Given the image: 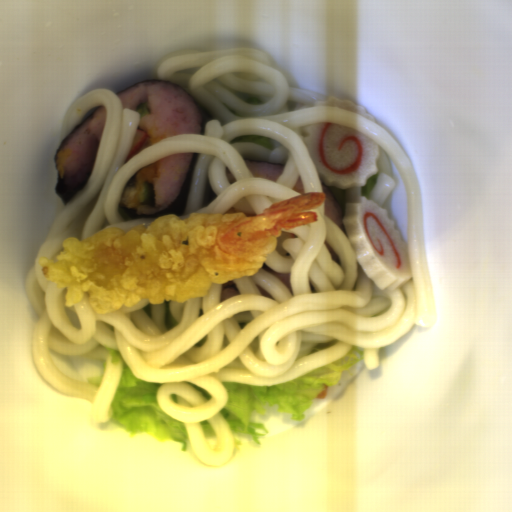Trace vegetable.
Returning <instances> with one entry per match:
<instances>
[{
	"label": "vegetable",
	"instance_id": "1",
	"mask_svg": "<svg viewBox=\"0 0 512 512\" xmlns=\"http://www.w3.org/2000/svg\"><path fill=\"white\" fill-rule=\"evenodd\" d=\"M363 359L364 352L354 345L332 364L295 379L270 385L224 383L227 400L219 413L232 433L248 434L252 441L262 444L259 437H267L268 429L263 423L251 422L252 414L266 416L264 405H275L279 413L304 422L305 414L321 391L325 387L337 386L342 379L341 372L348 371Z\"/></svg>",
	"mask_w": 512,
	"mask_h": 512
},
{
	"label": "vegetable",
	"instance_id": "2",
	"mask_svg": "<svg viewBox=\"0 0 512 512\" xmlns=\"http://www.w3.org/2000/svg\"><path fill=\"white\" fill-rule=\"evenodd\" d=\"M163 383L139 379L129 366H122L116 393L108 408L111 423L125 430L130 437L148 435L155 440L174 441L188 450L185 422L167 415L156 396Z\"/></svg>",
	"mask_w": 512,
	"mask_h": 512
},
{
	"label": "vegetable",
	"instance_id": "3",
	"mask_svg": "<svg viewBox=\"0 0 512 512\" xmlns=\"http://www.w3.org/2000/svg\"><path fill=\"white\" fill-rule=\"evenodd\" d=\"M238 142H253L258 145L265 147L268 150H273V144L270 138L263 136L261 134H246L242 136H238L232 140H230V145Z\"/></svg>",
	"mask_w": 512,
	"mask_h": 512
},
{
	"label": "vegetable",
	"instance_id": "4",
	"mask_svg": "<svg viewBox=\"0 0 512 512\" xmlns=\"http://www.w3.org/2000/svg\"><path fill=\"white\" fill-rule=\"evenodd\" d=\"M170 303H171V301L163 302V306H164L163 324L165 326L166 331H170L172 328L178 326V322L171 312Z\"/></svg>",
	"mask_w": 512,
	"mask_h": 512
},
{
	"label": "vegetable",
	"instance_id": "5",
	"mask_svg": "<svg viewBox=\"0 0 512 512\" xmlns=\"http://www.w3.org/2000/svg\"><path fill=\"white\" fill-rule=\"evenodd\" d=\"M199 427L202 431L205 441L217 439V434L207 419L204 421H199Z\"/></svg>",
	"mask_w": 512,
	"mask_h": 512
},
{
	"label": "vegetable",
	"instance_id": "6",
	"mask_svg": "<svg viewBox=\"0 0 512 512\" xmlns=\"http://www.w3.org/2000/svg\"><path fill=\"white\" fill-rule=\"evenodd\" d=\"M234 96L239 97L241 100H243L245 103L251 104V105H259L262 104L261 100L252 94L244 93V92H234Z\"/></svg>",
	"mask_w": 512,
	"mask_h": 512
},
{
	"label": "vegetable",
	"instance_id": "7",
	"mask_svg": "<svg viewBox=\"0 0 512 512\" xmlns=\"http://www.w3.org/2000/svg\"><path fill=\"white\" fill-rule=\"evenodd\" d=\"M338 343H339V339H334V340H330L327 342H321L319 344H316L309 353H310V355L315 354V353H320L323 350L330 348L332 346H335Z\"/></svg>",
	"mask_w": 512,
	"mask_h": 512
},
{
	"label": "vegetable",
	"instance_id": "8",
	"mask_svg": "<svg viewBox=\"0 0 512 512\" xmlns=\"http://www.w3.org/2000/svg\"><path fill=\"white\" fill-rule=\"evenodd\" d=\"M378 182V174L369 175L362 186L365 193H370Z\"/></svg>",
	"mask_w": 512,
	"mask_h": 512
},
{
	"label": "vegetable",
	"instance_id": "9",
	"mask_svg": "<svg viewBox=\"0 0 512 512\" xmlns=\"http://www.w3.org/2000/svg\"><path fill=\"white\" fill-rule=\"evenodd\" d=\"M102 363H103V368H102V371L100 374H97V375H94V376H91V377H88L86 378L87 380V383H90V384H94V385H102V382H103V378H104V374H105V370H106V365H107V362L103 359L101 360Z\"/></svg>",
	"mask_w": 512,
	"mask_h": 512
},
{
	"label": "vegetable",
	"instance_id": "10",
	"mask_svg": "<svg viewBox=\"0 0 512 512\" xmlns=\"http://www.w3.org/2000/svg\"><path fill=\"white\" fill-rule=\"evenodd\" d=\"M188 386H190L192 389H194L196 392H198L202 398L205 400V401H210L211 399V394L208 390H206L204 387L194 383V382H187L186 383Z\"/></svg>",
	"mask_w": 512,
	"mask_h": 512
},
{
	"label": "vegetable",
	"instance_id": "11",
	"mask_svg": "<svg viewBox=\"0 0 512 512\" xmlns=\"http://www.w3.org/2000/svg\"><path fill=\"white\" fill-rule=\"evenodd\" d=\"M105 348L109 353L110 360H111L112 364H118L119 362H121L123 360L119 350L110 349L106 346H105Z\"/></svg>",
	"mask_w": 512,
	"mask_h": 512
},
{
	"label": "vegetable",
	"instance_id": "12",
	"mask_svg": "<svg viewBox=\"0 0 512 512\" xmlns=\"http://www.w3.org/2000/svg\"><path fill=\"white\" fill-rule=\"evenodd\" d=\"M171 400L173 401L174 404H179V398L177 396V394L175 393H171Z\"/></svg>",
	"mask_w": 512,
	"mask_h": 512
}]
</instances>
